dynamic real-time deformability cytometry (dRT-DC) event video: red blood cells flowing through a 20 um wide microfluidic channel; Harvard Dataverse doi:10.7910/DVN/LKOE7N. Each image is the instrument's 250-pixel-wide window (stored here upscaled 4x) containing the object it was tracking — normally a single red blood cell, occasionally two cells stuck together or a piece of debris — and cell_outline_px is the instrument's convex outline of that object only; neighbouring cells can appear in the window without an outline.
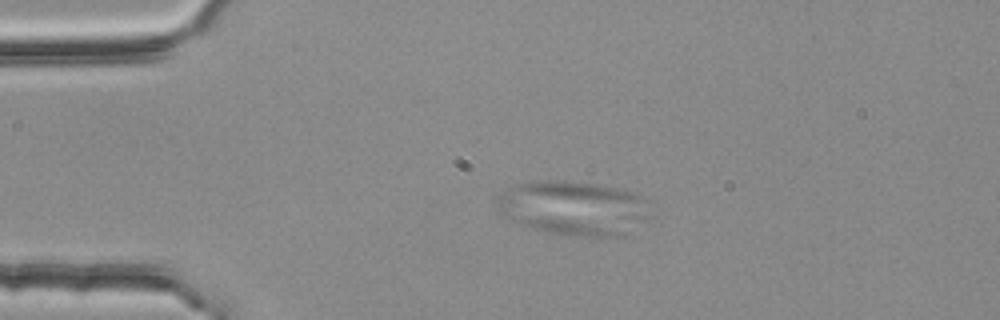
{"species": "common noctule bat (a hibernating species)", "species_latin": "Nyctalus noctula", "temperature_condition": "room temperature", "stored_images_in_passage": 4, "camera_frame_rate_fps": 3000, "um_per_image_px": 0.085, "animal": {"sex": "female", "body_mass_g": 25.1}, "frame": {"image": 1, "passage_image": 3, "time_ms": 0.667, "image_size_px": [1000, 320], "cell_outline_px": [[648, 216], [644, 220], [624, 236], [568, 236], [544, 232], [520, 224], [512, 220], [500, 212], [500, 192], [512, 184], [540, 180], [564, 180], [592, 184], [616, 188], [632, 192], [644, 196], [648, 200]], "centroid_in_image_um": [48.76, 17.68], "position_along_channel_um": 36.2, "area_um2": 48.49}}